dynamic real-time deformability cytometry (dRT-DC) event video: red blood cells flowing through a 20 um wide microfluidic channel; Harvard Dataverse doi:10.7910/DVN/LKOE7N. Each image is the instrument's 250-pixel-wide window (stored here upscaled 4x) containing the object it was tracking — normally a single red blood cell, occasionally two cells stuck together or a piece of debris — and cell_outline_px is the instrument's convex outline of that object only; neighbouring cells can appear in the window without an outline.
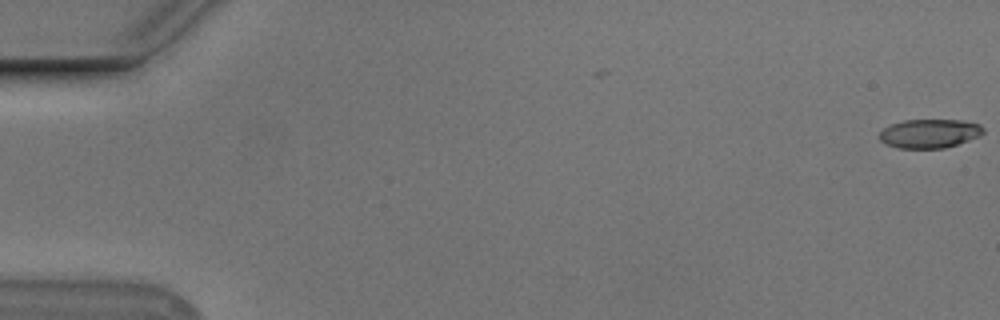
{"species": "Egyptian fruit bat (a non-hibernating species)", "species_latin": "Rousettus aegyptiacus", "temperature_condition": "cold", "stored_images_in_passage": 56, "camera_frame_rate_fps": 3000, "um_per_image_px": 0.085, "animal": {"sex": "male"}, "frame": {"image": 1, "passage_image": 1, "time_ms": 0.0, "image_size_px": [1000, 320], "cell_outline_px": [[984, 132], [980, 136], [944, 148], [900, 148], [884, 144], [876, 136], [884, 128], [892, 124], [904, 120], [964, 120], [980, 124], [984, 128]], "centroid_in_image_um": [79.0, 11.34], "position_along_channel_um": 6.0, "area_um2": 17.57}}
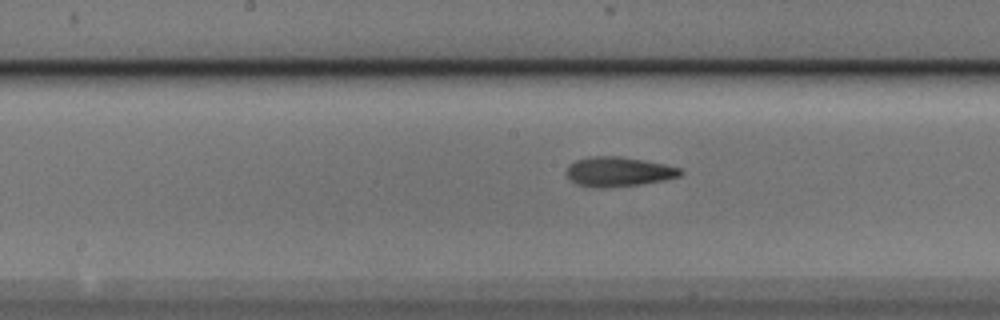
{"frame": {"image": 2, "passage_image": 29, "time_ms": 9.333, "image_size_px": [1000, 320], "cell_outline_px": [[684, 172], [680, 176], [640, 184], [600, 188], [576, 184], [564, 172], [568, 164], [576, 160], [596, 156], [620, 156], [664, 164], [680, 168]], "centroid_in_image_um": [52.53, 14.59], "position_along_channel_um": 195.7, "area_um2": 19.42}}
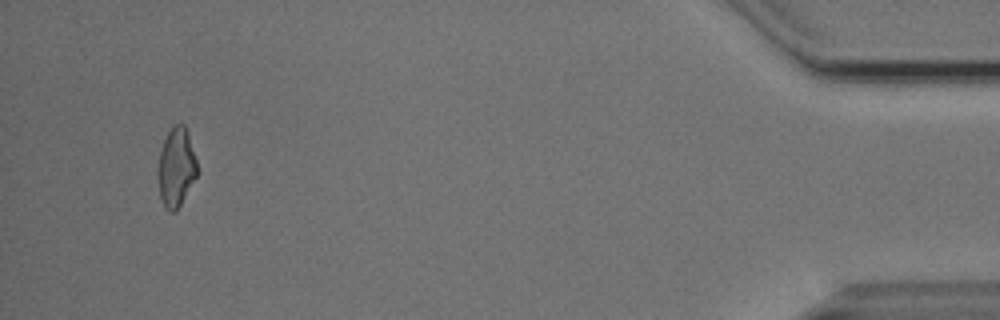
{"frame": {"image": 3, "passage_image": 53, "time_ms": 17.333, "image_size_px": [1000, 320], "cell_outline_px": [[196, 176], [176, 212], [172, 212], [164, 208], [160, 196], [156, 168], [160, 152], [164, 140], [172, 124], [184, 124], [188, 132], [196, 160]], "centroid_in_image_um": [14.94, 14.22], "position_along_channel_um": 420.3, "area_um2": 18.03}, "authors_computed_cell_mechanics": {"area_um2": 18.6694, "velocity_mm_per_s": 3.7662, "shape_relaxation_time_tau1_ms": 4.8068, "shape_relaxation_time_tau2_ms": 4.5852, "deformation_change_tau1": 0.178, "deformation_change_tau2": 0.1452}}